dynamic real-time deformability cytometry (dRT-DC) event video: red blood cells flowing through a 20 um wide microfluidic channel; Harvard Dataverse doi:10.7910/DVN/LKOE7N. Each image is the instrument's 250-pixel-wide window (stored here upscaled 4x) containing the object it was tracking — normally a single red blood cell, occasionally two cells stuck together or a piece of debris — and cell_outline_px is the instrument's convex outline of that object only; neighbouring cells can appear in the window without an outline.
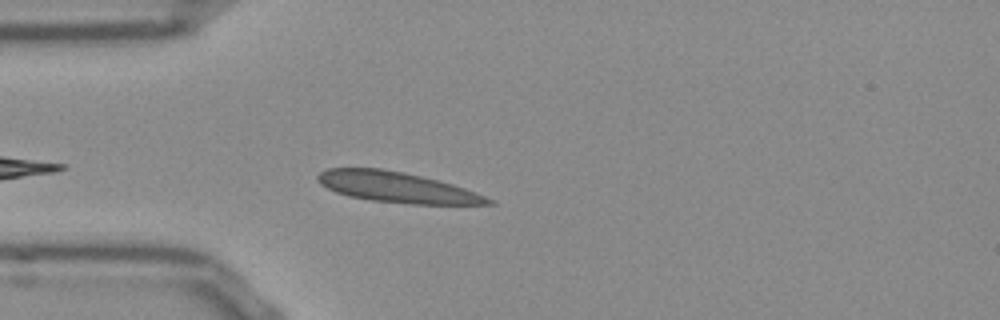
{"species": "Egyptian fruit bat (a non-hibernating species)", "species_latin": "Rousettus aegyptiacus", "temperature_condition": "room temperature", "stored_images_in_passage": 40, "camera_frame_rate_fps": 3000, "um_per_image_px": 0.085, "frame": {"image": 1, "passage_image": 4, "time_ms": 1.0, "image_size_px": [1000, 320], "cell_outline_px": [[496, 204], [412, 204], [372, 200], [348, 196], [336, 192], [320, 184], [316, 180], [316, 176], [320, 172], [328, 168], [380, 168], [404, 172], [452, 184], [476, 192], [492, 200]], "centroid_in_image_um": [33.69, 15.91], "position_along_channel_um": 51.3, "area_um2": 30.06}}
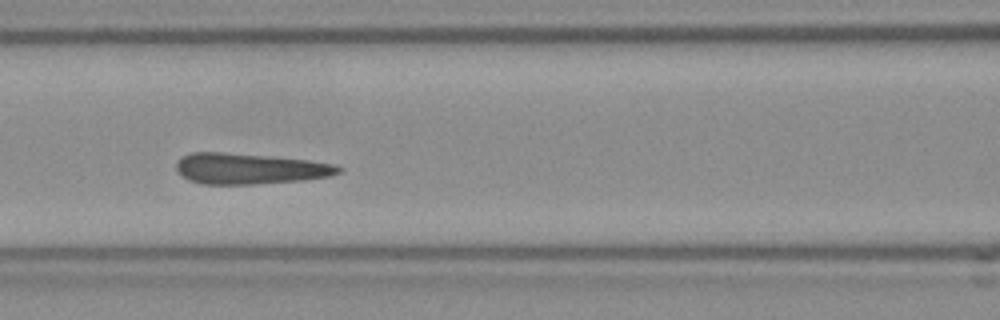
{"frame": {"image": 2, "passage_image": 12, "time_ms": 3.667, "image_size_px": [1000, 320], "cell_outline_px": [[344, 168], [340, 172], [328, 176], [304, 180], [256, 184], [204, 184], [188, 180], [176, 168], [176, 164], [184, 156], [192, 152], [224, 152], [308, 160], [336, 164]], "centroid_in_image_um": [21.25, 14.34], "position_along_channel_um": 145.3, "area_um2": 28.9}}
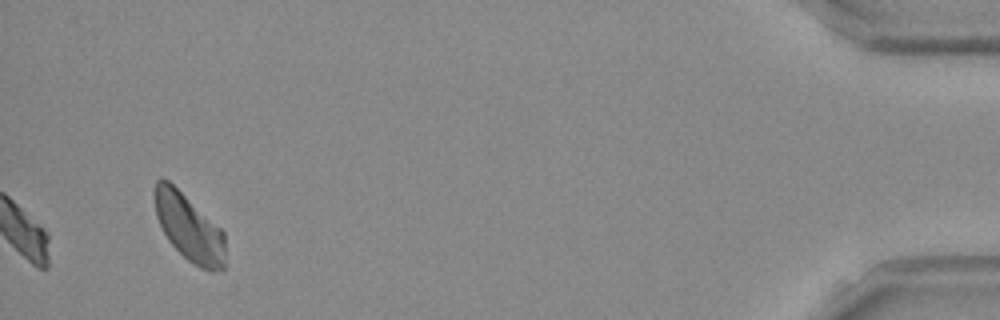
{"frame": {"image": 3, "passage_image": 40, "time_ms": 13.0, "image_size_px": [1000, 320], "cell_outline_px": [[224, 268], [212, 272], [208, 272], [200, 268], [188, 260], [168, 240], [156, 216], [152, 192], [156, 180], [168, 180], [220, 228], [224, 232]], "centroid_in_image_um": [16.04, 19.35], "position_along_channel_um": 419.2, "area_um2": 27.28}, "authors_computed_cell_mechanics": {"area_um2": 19.9121, "velocity_mm_per_s": 3.8286, "shape_relaxation_time_tau1_ms": 3.7088, "shape_relaxation_time_tau2_ms": null, "deformation_change_tau1": 0.1264, "deformation_change_tau2": null}}